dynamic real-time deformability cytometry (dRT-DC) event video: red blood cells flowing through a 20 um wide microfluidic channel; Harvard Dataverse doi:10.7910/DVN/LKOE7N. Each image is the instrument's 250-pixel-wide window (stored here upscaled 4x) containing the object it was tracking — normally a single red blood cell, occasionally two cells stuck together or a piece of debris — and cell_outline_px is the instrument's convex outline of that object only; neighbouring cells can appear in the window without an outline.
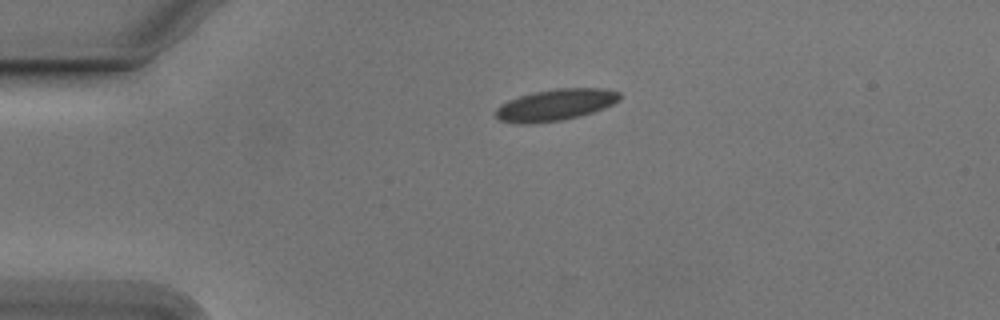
{"species": "Egyptian fruit bat (a non-hibernating species)", "species_latin": "Rousettus aegyptiacus", "temperature_condition": "cold", "stored_images_in_passage": 28, "camera_frame_rate_fps": 3000, "um_per_image_px": 0.085, "animal": {"sex": "male"}, "frame": {"image": 1, "passage_image": 1, "time_ms": 0.0, "image_size_px": [1000, 320], "cell_outline_px": [[620, 100], [604, 108], [580, 116], [564, 120], [532, 124], [516, 124], [500, 120], [496, 116], [496, 108], [500, 104], [508, 100], [532, 92], [556, 88], [604, 88], [620, 92]], "centroid_in_image_um": [47.2, 8.92], "position_along_channel_um": 37.8, "area_um2": 23.0}}
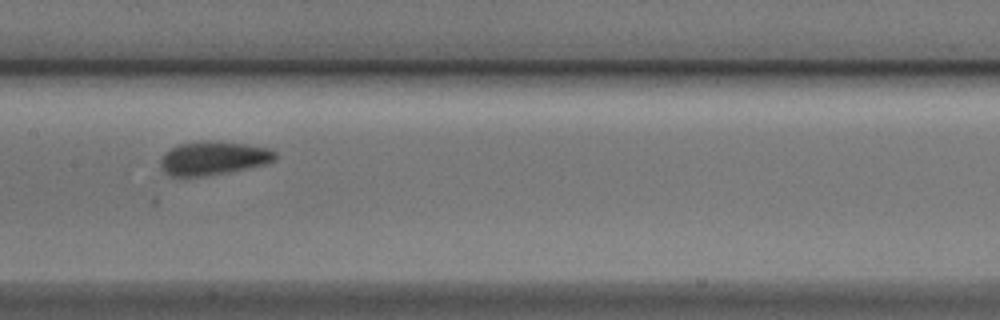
{"frame": {"image": 2, "passage_image": 16, "time_ms": 5.0, "image_size_px": [1000, 320], "cell_outline_px": [[276, 156], [272, 160], [264, 164], [228, 172], [208, 176], [172, 176], [164, 172], [160, 168], [160, 160], [164, 152], [180, 144], [208, 140], [244, 144], [268, 148], [276, 152]], "centroid_in_image_um": [18.08, 13.45], "position_along_channel_um": 189.3, "area_um2": 22.25}}
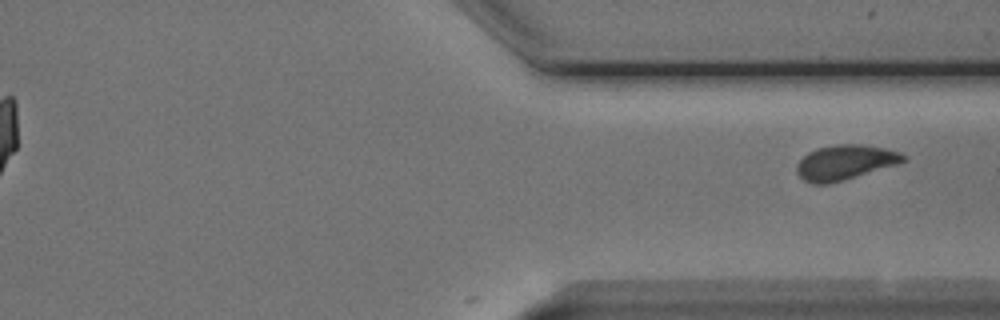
{"frame": {"image": 3, "passage_image": 28, "time_ms": 9.0, "image_size_px": [1000, 320], "cell_outline_px": [[904, 160], [900, 164], [844, 180], [828, 184], [812, 184], [804, 180], [796, 172], [796, 164], [808, 152], [816, 148], [836, 144], [864, 144], [884, 148], [900, 152], [904, 156]], "centroid_in_image_um": [71.82, 13.8], "position_along_channel_um": 339.6, "area_um2": 21.79}}